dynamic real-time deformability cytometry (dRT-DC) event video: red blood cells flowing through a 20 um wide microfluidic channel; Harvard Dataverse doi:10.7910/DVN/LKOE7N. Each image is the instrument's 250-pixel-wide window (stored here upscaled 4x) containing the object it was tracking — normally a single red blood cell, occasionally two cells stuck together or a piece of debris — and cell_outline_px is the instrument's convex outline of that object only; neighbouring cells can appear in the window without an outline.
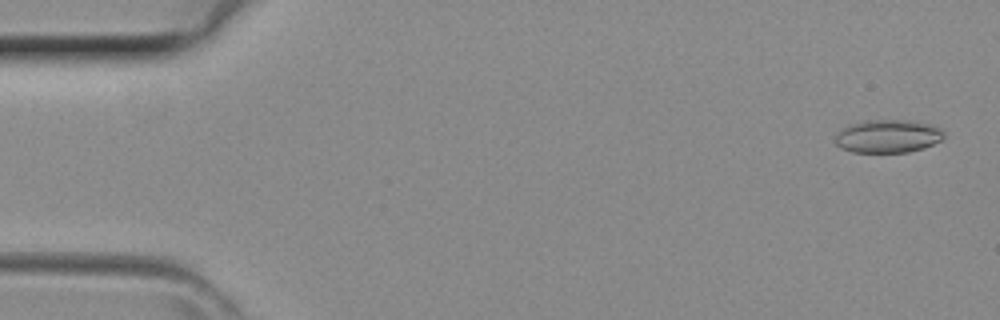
{"species": "common noctule bat (a hibernating species)", "species_latin": "Nyctalus noctula", "temperature_condition": "room temperature", "stored_images_in_passage": 5, "camera_frame_rate_fps": 3000, "um_per_image_px": 0.085, "animal": {"sex": "female", "body_mass_g": 29.2, "forearm_length_mm": 56.3}, "frame": {"image": 1, "passage_image": 2, "time_ms": 0.333, "image_size_px": [1000, 320], "cell_outline_px": [[944, 136], [940, 140], [924, 148], [908, 152], [852, 152], [840, 148], [836, 144], [836, 132], [848, 124], [864, 120], [916, 120], [940, 128], [944, 132]], "centroid_in_image_um": [75.44, 11.57], "position_along_channel_um": 9.6, "area_um2": 21.15}}